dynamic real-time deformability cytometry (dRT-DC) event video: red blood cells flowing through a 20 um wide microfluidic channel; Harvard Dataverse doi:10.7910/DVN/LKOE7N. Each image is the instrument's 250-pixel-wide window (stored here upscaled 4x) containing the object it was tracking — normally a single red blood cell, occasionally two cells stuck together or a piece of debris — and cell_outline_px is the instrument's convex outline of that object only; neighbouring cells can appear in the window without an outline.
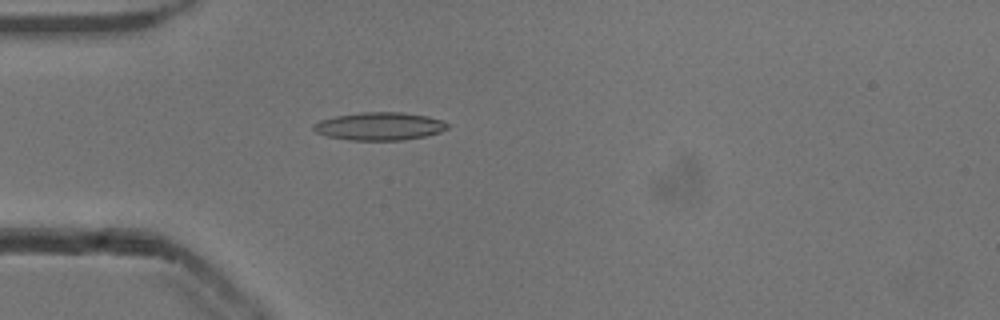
{"species": "common noctule bat (a hibernating species)", "species_latin": "Nyctalus noctula", "temperature_condition": "cold", "stored_images_in_passage": 34, "camera_frame_rate_fps": 3000, "um_per_image_px": 0.085, "animal": {"sex": "male", "body_mass_g": 13.3}, "frame": {"image": 1, "passage_image": 4, "time_ms": 1.0, "image_size_px": [1000, 320], "cell_outline_px": [[448, 128], [440, 132], [424, 136], [404, 140], [348, 140], [328, 136], [316, 132], [312, 128], [312, 124], [320, 120], [336, 116], [360, 112], [400, 112], [428, 116], [440, 120], [448, 124]], "centroid_in_image_um": [32.23, 10.73], "position_along_channel_um": 52.8, "area_um2": 21.73}}
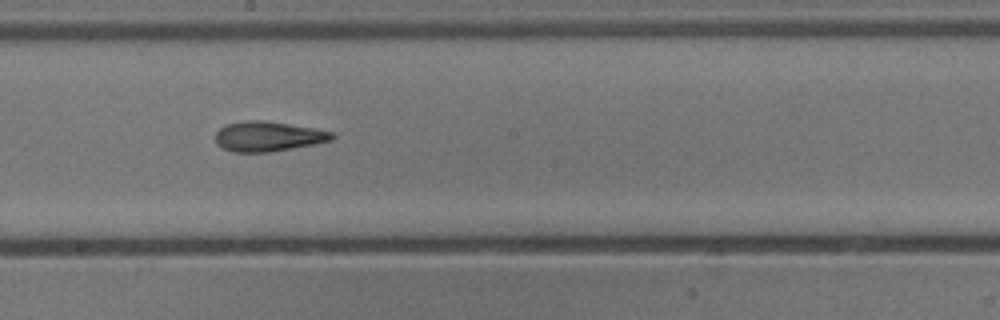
{"frame": {"image": 2, "passage_image": 18, "time_ms": 5.667, "image_size_px": [1000, 320], "cell_outline_px": [[336, 136], [332, 140], [316, 144], [268, 152], [232, 152], [216, 144], [216, 132], [224, 124], [244, 120], [264, 120], [316, 128], [332, 132]], "centroid_in_image_um": [22.79, 11.58], "position_along_channel_um": 225.4, "area_um2": 20.52}}
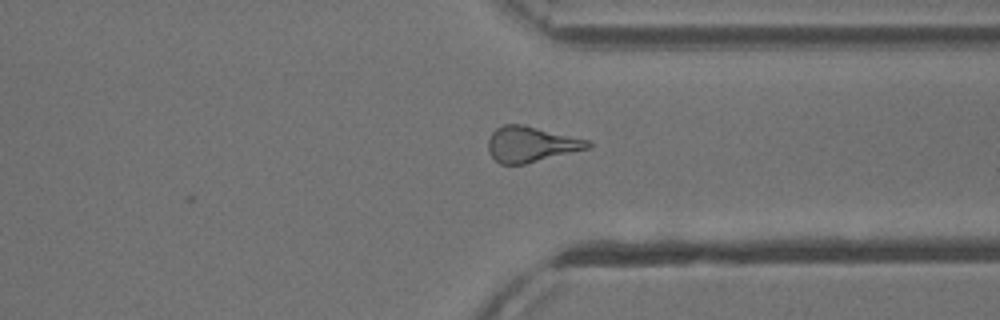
{"frame": {"image": 3, "passage_image": 29, "time_ms": 9.333, "image_size_px": [1000, 320], "cell_outline_px": [[592, 144], [588, 148], [524, 164], [500, 164], [488, 152], [488, 140], [492, 132], [496, 128], [504, 124], [524, 124], [588, 140]], "centroid_in_image_um": [45.09, 12.25], "position_along_channel_um": 366.3, "area_um2": 20.46}, "authors_computed_cell_mechanics": {"area_um2": 19.941, "velocity_mm_per_s": 3.8629, "shape_relaxation_time_tau1_ms": 5.3824, "shape_relaxation_time_tau2_ms": 3.5484, "deformation_change_tau1": 0.1759, "deformation_change_tau2": 0.1521}}